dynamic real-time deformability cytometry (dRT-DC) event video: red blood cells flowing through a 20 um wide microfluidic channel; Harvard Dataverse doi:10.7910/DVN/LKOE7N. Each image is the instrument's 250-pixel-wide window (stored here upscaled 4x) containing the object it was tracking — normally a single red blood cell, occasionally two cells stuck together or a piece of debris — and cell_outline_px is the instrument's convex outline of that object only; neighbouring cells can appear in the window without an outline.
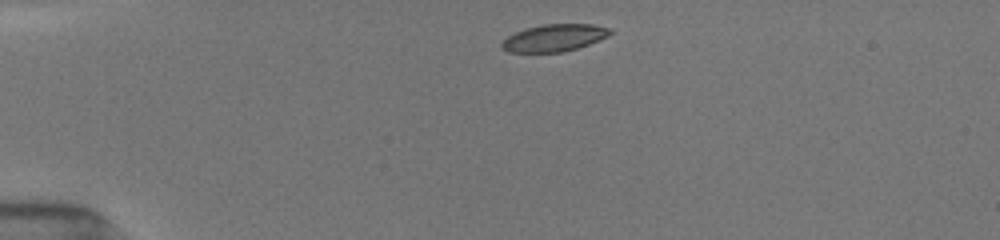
{"species": "common noctule bat (a hibernating species)", "species_latin": "Nyctalus noctula", "temperature_condition": "room temperature", "stored_images_in_passage": 4, "camera_frame_rate_fps": 3000, "um_per_image_px": 0.085, "animal": {"sex": "female", "body_mass_g": 19.5, "forearm_length_mm": 54.1}, "frame": {"image": 1, "passage_image": 1, "time_ms": 0.0, "image_size_px": [1000, 240], "cell_outline_px": [[612, 32], [608, 36], [588, 44], [564, 52], [508, 52], [500, 48], [500, 44], [508, 36], [524, 28], [544, 24], [592, 24], [608, 28]], "centroid_in_image_um": [47.06, 3.22], "position_along_channel_um": 37.9, "area_um2": 17.05}}
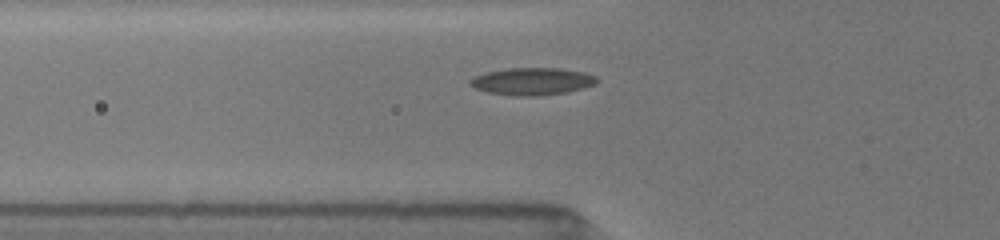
{"frame": {"image": 2, "passage_image": 4, "time_ms": 2.333, "image_size_px": [1000, 240], "cell_outline_px": [[600, 80], [596, 84], [584, 88], [568, 92], [536, 96], [520, 96], [488, 92], [476, 88], [468, 84], [468, 80], [484, 72], [508, 68], [556, 68], [584, 72], [596, 76]], "centroid_in_image_um": [45.26, 6.91], "position_along_channel_um": 80.5, "area_um2": 20.23}}